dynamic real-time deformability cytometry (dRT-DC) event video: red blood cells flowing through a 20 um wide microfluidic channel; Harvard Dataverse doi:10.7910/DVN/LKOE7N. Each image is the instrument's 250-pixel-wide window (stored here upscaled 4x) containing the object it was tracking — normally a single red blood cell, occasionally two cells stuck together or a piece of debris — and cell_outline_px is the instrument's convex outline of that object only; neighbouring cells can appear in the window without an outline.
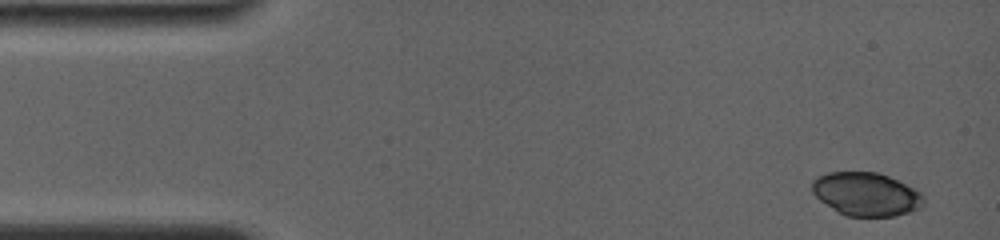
{"species": "common noctule bat (a hibernating species)", "species_latin": "Nyctalus noctula", "temperature_condition": "room temperature", "stored_images_in_passage": 5, "camera_frame_rate_fps": 4000, "um_per_image_px": 0.085, "animal": {"sex": "female", "body_mass_g": 19.0, "forearm_length_mm": 56.7}, "frame": {"image": 1, "passage_image": 1, "time_ms": 0.0, "image_size_px": [1000, 240], "cell_outline_px": [[924, 204], [920, 208], [896, 216], [844, 216], [836, 212], [820, 200], [812, 192], [812, 180], [816, 176], [828, 172], [876, 172], [888, 176], [920, 192], [924, 196]], "centroid_in_image_um": [73.59, 16.51], "position_along_channel_um": 11.4, "area_um2": 28.26}}